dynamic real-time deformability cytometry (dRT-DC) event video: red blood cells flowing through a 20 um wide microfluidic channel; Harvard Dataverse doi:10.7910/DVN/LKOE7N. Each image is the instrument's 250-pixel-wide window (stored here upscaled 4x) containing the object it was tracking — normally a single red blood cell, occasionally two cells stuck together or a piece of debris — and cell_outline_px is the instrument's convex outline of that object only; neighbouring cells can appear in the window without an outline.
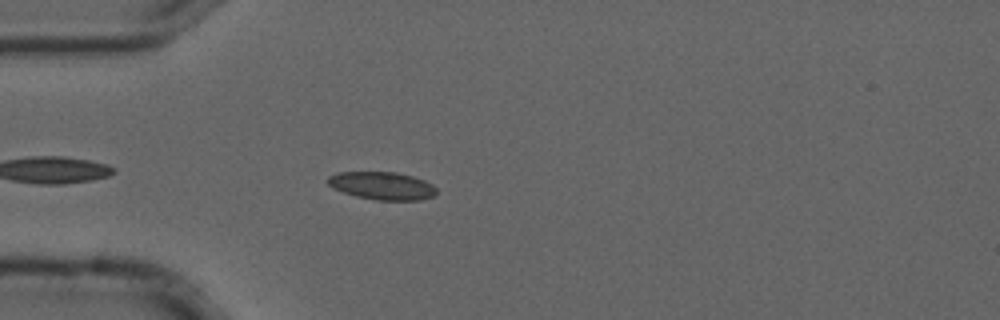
{"species": "common noctule bat (a hibernating species)", "species_latin": "Nyctalus noctula", "temperature_condition": "cold", "stored_images_in_passage": 41, "camera_frame_rate_fps": 3000, "um_per_image_px": 0.085, "animal": {"sex": "male", "forearm_length_mm": 52.5}, "frame": {"image": 1, "passage_image": 4, "time_ms": 1.0, "image_size_px": [1000, 320], "cell_outline_px": [[436, 192], [432, 196], [420, 200], [376, 200], [356, 196], [332, 188], [328, 184], [328, 176], [336, 172], [396, 172], [412, 176], [424, 180], [432, 184], [436, 188]], "centroid_in_image_um": [32.46, 15.78], "position_along_channel_um": 52.5, "area_um2": 17.57}}
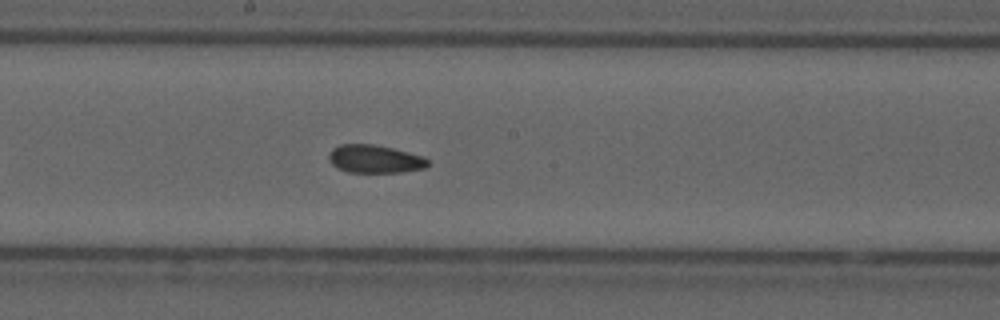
{"frame": {"image": 2, "passage_image": 18, "time_ms": 5.667, "image_size_px": [1000, 320], "cell_outline_px": [[432, 164], [424, 168], [400, 172], [348, 172], [336, 168], [328, 160], [328, 152], [332, 148], [340, 144], [372, 144], [392, 148], [424, 156], [432, 160]], "centroid_in_image_um": [31.87, 13.51], "position_along_channel_um": 216.3, "area_um2": 16.47}}
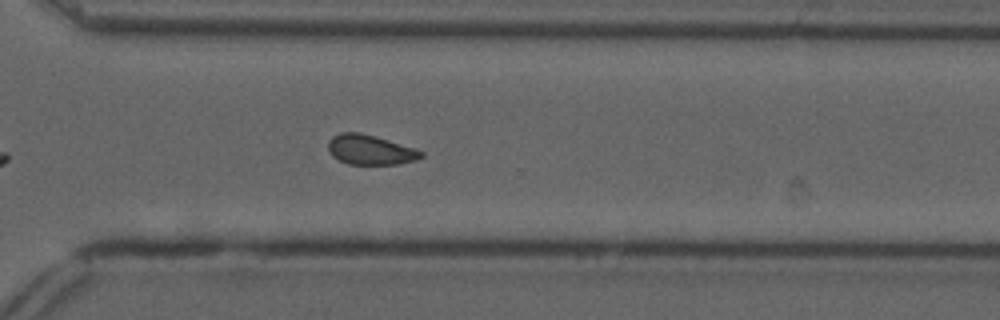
{"frame": {"image": 3, "passage_image": 28, "time_ms": 9.0, "image_size_px": [1000, 320], "cell_outline_px": [[424, 156], [416, 160], [400, 164], [348, 164], [332, 156], [328, 152], [328, 140], [332, 136], [340, 132], [360, 132], [376, 136], [416, 148], [424, 152]], "centroid_in_image_um": [31.48, 12.72], "position_along_channel_um": 339.1, "area_um2": 16.42}, "authors_computed_cell_mechanics": {"area_um2": 16.473, "velocity_mm_per_s": 3.6982, "shape_relaxation_time_tau1_ms": null, "shape_relaxation_time_tau2_ms": 2.1466, "deformation_change_tau1": null, "deformation_change_tau2": 0.0725}}